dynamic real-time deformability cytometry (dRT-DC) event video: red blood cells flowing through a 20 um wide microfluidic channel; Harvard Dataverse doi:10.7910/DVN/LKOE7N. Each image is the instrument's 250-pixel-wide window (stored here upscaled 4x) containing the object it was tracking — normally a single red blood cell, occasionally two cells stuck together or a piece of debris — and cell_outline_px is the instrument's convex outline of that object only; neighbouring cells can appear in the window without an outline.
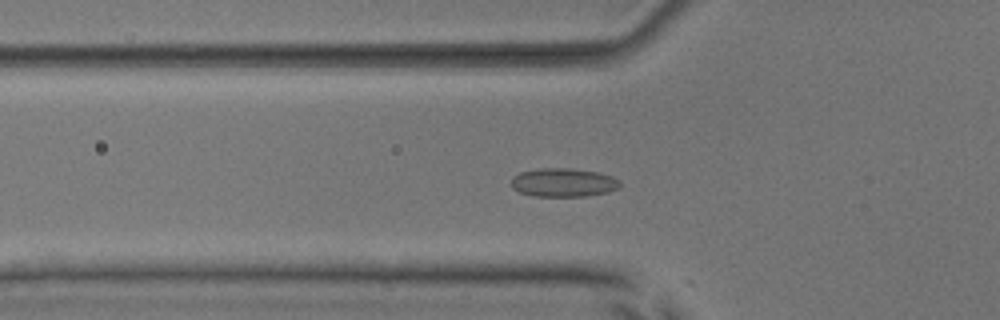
{"species": "common noctule bat (a hibernating species)", "species_latin": "Nyctalus noctula", "temperature_condition": "room temperature", "stored_images_in_passage": 50, "camera_frame_rate_fps": 3000, "um_per_image_px": 0.085, "animal": {"sex": "male", "body_mass_g": 17.9, "forearm_length_mm": 54.2}, "frame": {"image": 1, "passage_image": 15, "time_ms": 4.667, "image_size_px": [1000, 320], "cell_outline_px": [[620, 188], [608, 192], [584, 196], [532, 196], [520, 192], [512, 188], [512, 176], [520, 172], [540, 168], [568, 168], [600, 172], [612, 176], [620, 180]], "centroid_in_image_um": [47.9, 15.51], "position_along_channel_um": 77.9, "area_um2": 18.26}}
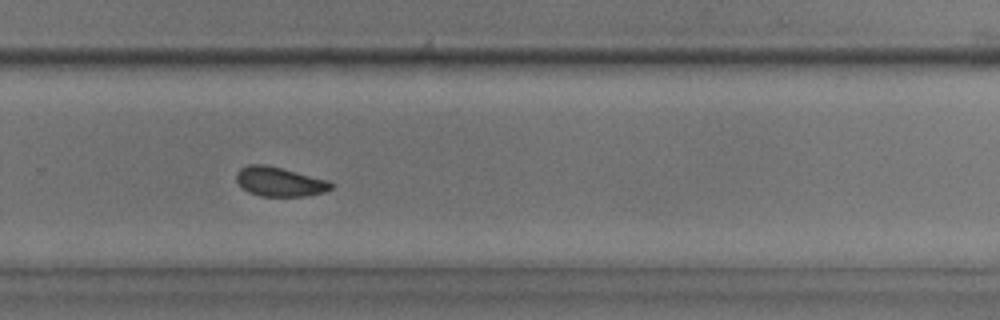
{"frame": {"image": 2, "passage_image": 33, "time_ms": 10.667, "image_size_px": [1000, 320], "cell_outline_px": [[336, 184], [332, 188], [324, 192], [304, 196], [260, 196], [248, 192], [236, 180], [236, 172], [240, 168], [248, 164], [268, 164], [328, 180]], "centroid_in_image_um": [23.77, 15.43], "position_along_channel_um": 306.0, "area_um2": 16.36}}
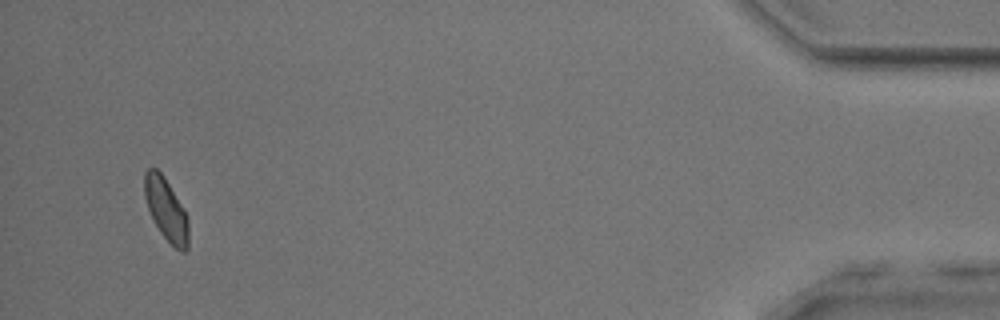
{"frame": {"image": 3, "passage_image": 48, "time_ms": 15.667, "image_size_px": [1000, 320], "cell_outline_px": [[188, 248], [184, 252], [180, 252], [160, 232], [148, 208], [144, 196], [144, 172], [148, 168], [156, 168], [164, 176], [184, 208], [188, 220]], "centroid_in_image_um": [14.12, 17.78], "position_along_channel_um": 421.1, "area_um2": 15.9}, "authors_computed_cell_mechanics": {"area_um2": 16.6753, "velocity_mm_per_s": 3.8103, "shape_relaxation_time_tau1_ms": 10.5414, "shape_relaxation_time_tau2_ms": 6.1042, "deformation_change_tau1": 0.0916, "deformation_change_tau2": 0.0946}}